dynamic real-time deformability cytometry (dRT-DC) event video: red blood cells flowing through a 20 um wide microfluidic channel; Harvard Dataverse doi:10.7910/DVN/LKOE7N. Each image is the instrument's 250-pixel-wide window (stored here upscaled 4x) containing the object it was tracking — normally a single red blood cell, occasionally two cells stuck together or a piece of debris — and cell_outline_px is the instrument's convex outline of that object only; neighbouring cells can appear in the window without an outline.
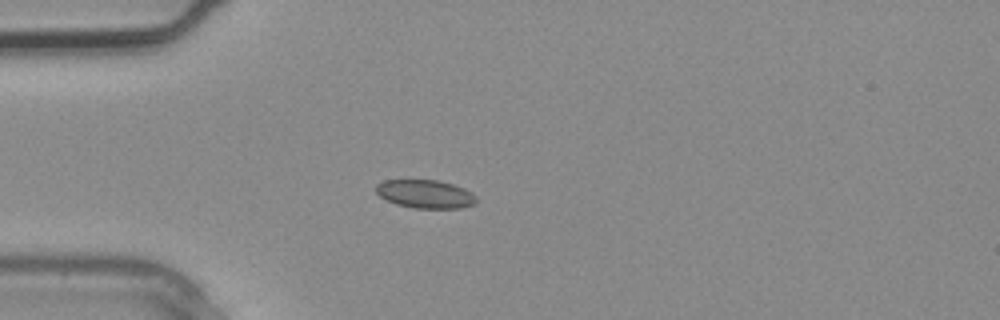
{"species": "common noctule bat (a hibernating species)", "species_latin": "Nyctalus noctula", "temperature_condition": "warm", "stored_images_in_passage": 2, "camera_frame_rate_fps": 3000, "um_per_image_px": 0.085, "animal": {"sex": "male", "body_mass_g": 20.4}, "frame": {"image": 1, "passage_image": 2, "time_ms": 0.333, "image_size_px": [1000, 320], "cell_outline_px": [[476, 204], [460, 208], [416, 208], [396, 204], [380, 196], [376, 192], [376, 184], [384, 180], [436, 180], [452, 184], [464, 188], [472, 192], [476, 196]], "centroid_in_image_um": [36.17, 16.49], "position_along_channel_um": 48.8, "area_um2": 16.53}}